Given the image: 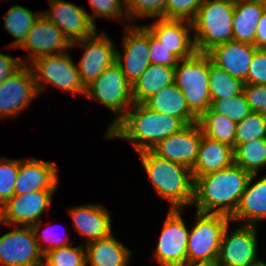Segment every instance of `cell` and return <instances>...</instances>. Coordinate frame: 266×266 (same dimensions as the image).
Listing matches in <instances>:
<instances>
[{
    "label": "cell",
    "mask_w": 266,
    "mask_h": 266,
    "mask_svg": "<svg viewBox=\"0 0 266 266\" xmlns=\"http://www.w3.org/2000/svg\"><path fill=\"white\" fill-rule=\"evenodd\" d=\"M244 93L251 111L266 116V85L244 84Z\"/></svg>",
    "instance_id": "42"
},
{
    "label": "cell",
    "mask_w": 266,
    "mask_h": 266,
    "mask_svg": "<svg viewBox=\"0 0 266 266\" xmlns=\"http://www.w3.org/2000/svg\"><path fill=\"white\" fill-rule=\"evenodd\" d=\"M150 63L176 67L179 59L149 32Z\"/></svg>",
    "instance_id": "40"
},
{
    "label": "cell",
    "mask_w": 266,
    "mask_h": 266,
    "mask_svg": "<svg viewBox=\"0 0 266 266\" xmlns=\"http://www.w3.org/2000/svg\"><path fill=\"white\" fill-rule=\"evenodd\" d=\"M43 258L51 266H86V250L80 246H65L47 251Z\"/></svg>",
    "instance_id": "35"
},
{
    "label": "cell",
    "mask_w": 266,
    "mask_h": 266,
    "mask_svg": "<svg viewBox=\"0 0 266 266\" xmlns=\"http://www.w3.org/2000/svg\"><path fill=\"white\" fill-rule=\"evenodd\" d=\"M231 0H204L192 21L196 51L207 53L214 46L233 40V13Z\"/></svg>",
    "instance_id": "4"
},
{
    "label": "cell",
    "mask_w": 266,
    "mask_h": 266,
    "mask_svg": "<svg viewBox=\"0 0 266 266\" xmlns=\"http://www.w3.org/2000/svg\"><path fill=\"white\" fill-rule=\"evenodd\" d=\"M19 169V160L0 159V205L14 196V186Z\"/></svg>",
    "instance_id": "37"
},
{
    "label": "cell",
    "mask_w": 266,
    "mask_h": 266,
    "mask_svg": "<svg viewBox=\"0 0 266 266\" xmlns=\"http://www.w3.org/2000/svg\"><path fill=\"white\" fill-rule=\"evenodd\" d=\"M204 0H166V19L192 22Z\"/></svg>",
    "instance_id": "38"
},
{
    "label": "cell",
    "mask_w": 266,
    "mask_h": 266,
    "mask_svg": "<svg viewBox=\"0 0 266 266\" xmlns=\"http://www.w3.org/2000/svg\"><path fill=\"white\" fill-rule=\"evenodd\" d=\"M38 95L31 65L24 64L0 84V117L16 116Z\"/></svg>",
    "instance_id": "11"
},
{
    "label": "cell",
    "mask_w": 266,
    "mask_h": 266,
    "mask_svg": "<svg viewBox=\"0 0 266 266\" xmlns=\"http://www.w3.org/2000/svg\"><path fill=\"white\" fill-rule=\"evenodd\" d=\"M255 46L258 49H266V8L264 9L256 27Z\"/></svg>",
    "instance_id": "45"
},
{
    "label": "cell",
    "mask_w": 266,
    "mask_h": 266,
    "mask_svg": "<svg viewBox=\"0 0 266 266\" xmlns=\"http://www.w3.org/2000/svg\"><path fill=\"white\" fill-rule=\"evenodd\" d=\"M174 79V67L151 63L132 85L134 103L143 104L155 93L173 84Z\"/></svg>",
    "instance_id": "28"
},
{
    "label": "cell",
    "mask_w": 266,
    "mask_h": 266,
    "mask_svg": "<svg viewBox=\"0 0 266 266\" xmlns=\"http://www.w3.org/2000/svg\"><path fill=\"white\" fill-rule=\"evenodd\" d=\"M256 226L242 225L229 233L224 229L216 266H254L261 261L257 257Z\"/></svg>",
    "instance_id": "9"
},
{
    "label": "cell",
    "mask_w": 266,
    "mask_h": 266,
    "mask_svg": "<svg viewBox=\"0 0 266 266\" xmlns=\"http://www.w3.org/2000/svg\"><path fill=\"white\" fill-rule=\"evenodd\" d=\"M181 62V66H179ZM210 57L207 53L196 52L181 59L175 67L174 83L185 96L190 111L199 118L211 104L209 90Z\"/></svg>",
    "instance_id": "5"
},
{
    "label": "cell",
    "mask_w": 266,
    "mask_h": 266,
    "mask_svg": "<svg viewBox=\"0 0 266 266\" xmlns=\"http://www.w3.org/2000/svg\"><path fill=\"white\" fill-rule=\"evenodd\" d=\"M197 123L204 136L235 149L237 123L230 118L215 112H205L198 118Z\"/></svg>",
    "instance_id": "29"
},
{
    "label": "cell",
    "mask_w": 266,
    "mask_h": 266,
    "mask_svg": "<svg viewBox=\"0 0 266 266\" xmlns=\"http://www.w3.org/2000/svg\"><path fill=\"white\" fill-rule=\"evenodd\" d=\"M48 2L52 10L41 14L57 25L72 43L86 39L96 32V26L84 8L63 0H48Z\"/></svg>",
    "instance_id": "16"
},
{
    "label": "cell",
    "mask_w": 266,
    "mask_h": 266,
    "mask_svg": "<svg viewBox=\"0 0 266 266\" xmlns=\"http://www.w3.org/2000/svg\"><path fill=\"white\" fill-rule=\"evenodd\" d=\"M92 10L94 11L93 15H89L92 23L94 24V18L97 16L105 18H123V4L125 0H89ZM122 2V3H121ZM122 5V6H121Z\"/></svg>",
    "instance_id": "39"
},
{
    "label": "cell",
    "mask_w": 266,
    "mask_h": 266,
    "mask_svg": "<svg viewBox=\"0 0 266 266\" xmlns=\"http://www.w3.org/2000/svg\"><path fill=\"white\" fill-rule=\"evenodd\" d=\"M202 135L198 123L188 124L179 132L161 140L151 151L158 157L182 164L192 170Z\"/></svg>",
    "instance_id": "15"
},
{
    "label": "cell",
    "mask_w": 266,
    "mask_h": 266,
    "mask_svg": "<svg viewBox=\"0 0 266 266\" xmlns=\"http://www.w3.org/2000/svg\"><path fill=\"white\" fill-rule=\"evenodd\" d=\"M176 266H216V264L186 261Z\"/></svg>",
    "instance_id": "46"
},
{
    "label": "cell",
    "mask_w": 266,
    "mask_h": 266,
    "mask_svg": "<svg viewBox=\"0 0 266 266\" xmlns=\"http://www.w3.org/2000/svg\"><path fill=\"white\" fill-rule=\"evenodd\" d=\"M1 222H4L3 221V208H2V206L0 205V223ZM1 225V224H0Z\"/></svg>",
    "instance_id": "48"
},
{
    "label": "cell",
    "mask_w": 266,
    "mask_h": 266,
    "mask_svg": "<svg viewBox=\"0 0 266 266\" xmlns=\"http://www.w3.org/2000/svg\"><path fill=\"white\" fill-rule=\"evenodd\" d=\"M254 266H266V263H265V262H263V261H261L259 264H257V265H254Z\"/></svg>",
    "instance_id": "49"
},
{
    "label": "cell",
    "mask_w": 266,
    "mask_h": 266,
    "mask_svg": "<svg viewBox=\"0 0 266 266\" xmlns=\"http://www.w3.org/2000/svg\"><path fill=\"white\" fill-rule=\"evenodd\" d=\"M128 18L159 17L166 19V0H125Z\"/></svg>",
    "instance_id": "36"
},
{
    "label": "cell",
    "mask_w": 266,
    "mask_h": 266,
    "mask_svg": "<svg viewBox=\"0 0 266 266\" xmlns=\"http://www.w3.org/2000/svg\"><path fill=\"white\" fill-rule=\"evenodd\" d=\"M124 33V52L116 50V63L128 82L133 85L151 64L149 56V30L145 26H128Z\"/></svg>",
    "instance_id": "13"
},
{
    "label": "cell",
    "mask_w": 266,
    "mask_h": 266,
    "mask_svg": "<svg viewBox=\"0 0 266 266\" xmlns=\"http://www.w3.org/2000/svg\"><path fill=\"white\" fill-rule=\"evenodd\" d=\"M143 104L155 112L179 118L186 125L198 121V118L190 111L184 94L175 83L164 87Z\"/></svg>",
    "instance_id": "26"
},
{
    "label": "cell",
    "mask_w": 266,
    "mask_h": 266,
    "mask_svg": "<svg viewBox=\"0 0 266 266\" xmlns=\"http://www.w3.org/2000/svg\"><path fill=\"white\" fill-rule=\"evenodd\" d=\"M206 112L222 114L235 123L240 122L247 115L252 113L244 91L228 99L211 100L210 107Z\"/></svg>",
    "instance_id": "33"
},
{
    "label": "cell",
    "mask_w": 266,
    "mask_h": 266,
    "mask_svg": "<svg viewBox=\"0 0 266 266\" xmlns=\"http://www.w3.org/2000/svg\"><path fill=\"white\" fill-rule=\"evenodd\" d=\"M184 22L190 25L187 27L183 24ZM145 27L179 60L189 58L197 52L194 40L190 35V30H193L190 21L162 18L154 22L153 25Z\"/></svg>",
    "instance_id": "19"
},
{
    "label": "cell",
    "mask_w": 266,
    "mask_h": 266,
    "mask_svg": "<svg viewBox=\"0 0 266 266\" xmlns=\"http://www.w3.org/2000/svg\"><path fill=\"white\" fill-rule=\"evenodd\" d=\"M86 97L101 101L114 113L119 114L111 122L108 131L126 114L134 104L132 97V85L128 82L121 67L114 63L105 69L103 73L86 87ZM129 108V109H128Z\"/></svg>",
    "instance_id": "7"
},
{
    "label": "cell",
    "mask_w": 266,
    "mask_h": 266,
    "mask_svg": "<svg viewBox=\"0 0 266 266\" xmlns=\"http://www.w3.org/2000/svg\"><path fill=\"white\" fill-rule=\"evenodd\" d=\"M40 225H41L40 222H37V223L33 224L31 227H32V229H33V231H34V233L36 235V237H35L36 243L38 244L39 250L43 253V255L47 251H50L52 249L68 246V244H67L68 241L66 240V238L65 239L57 238L52 233V231L50 232V230H49V233H47L48 229L43 231V233H42L43 235L41 234V235L38 236V232H39L38 230L40 228ZM40 240H43V242L44 241L48 242L49 246L47 248L41 247L42 245L41 244L39 245V241Z\"/></svg>",
    "instance_id": "43"
},
{
    "label": "cell",
    "mask_w": 266,
    "mask_h": 266,
    "mask_svg": "<svg viewBox=\"0 0 266 266\" xmlns=\"http://www.w3.org/2000/svg\"><path fill=\"white\" fill-rule=\"evenodd\" d=\"M256 49L254 45L232 40L214 46L207 54L215 65L245 83Z\"/></svg>",
    "instance_id": "21"
},
{
    "label": "cell",
    "mask_w": 266,
    "mask_h": 266,
    "mask_svg": "<svg viewBox=\"0 0 266 266\" xmlns=\"http://www.w3.org/2000/svg\"><path fill=\"white\" fill-rule=\"evenodd\" d=\"M233 163L232 147L202 135L197 159L191 170L193 180L195 181L202 175L228 168Z\"/></svg>",
    "instance_id": "24"
},
{
    "label": "cell",
    "mask_w": 266,
    "mask_h": 266,
    "mask_svg": "<svg viewBox=\"0 0 266 266\" xmlns=\"http://www.w3.org/2000/svg\"><path fill=\"white\" fill-rule=\"evenodd\" d=\"M31 226L14 229L0 237V262L4 266H36L43 257Z\"/></svg>",
    "instance_id": "14"
},
{
    "label": "cell",
    "mask_w": 266,
    "mask_h": 266,
    "mask_svg": "<svg viewBox=\"0 0 266 266\" xmlns=\"http://www.w3.org/2000/svg\"><path fill=\"white\" fill-rule=\"evenodd\" d=\"M75 231L88 242L111 235L110 212L101 205L78 206L69 210Z\"/></svg>",
    "instance_id": "22"
},
{
    "label": "cell",
    "mask_w": 266,
    "mask_h": 266,
    "mask_svg": "<svg viewBox=\"0 0 266 266\" xmlns=\"http://www.w3.org/2000/svg\"><path fill=\"white\" fill-rule=\"evenodd\" d=\"M32 63L31 70L39 94L43 90V82H48L65 91L85 96L86 88L80 79L78 68L67 54L41 56L35 58Z\"/></svg>",
    "instance_id": "8"
},
{
    "label": "cell",
    "mask_w": 266,
    "mask_h": 266,
    "mask_svg": "<svg viewBox=\"0 0 266 266\" xmlns=\"http://www.w3.org/2000/svg\"><path fill=\"white\" fill-rule=\"evenodd\" d=\"M266 8V0L236 1L233 13V41L255 46L258 21Z\"/></svg>",
    "instance_id": "25"
},
{
    "label": "cell",
    "mask_w": 266,
    "mask_h": 266,
    "mask_svg": "<svg viewBox=\"0 0 266 266\" xmlns=\"http://www.w3.org/2000/svg\"><path fill=\"white\" fill-rule=\"evenodd\" d=\"M41 14L32 13L29 9L20 5L12 6L4 19L6 30L16 39L13 47L19 48L25 41L27 34Z\"/></svg>",
    "instance_id": "32"
},
{
    "label": "cell",
    "mask_w": 266,
    "mask_h": 266,
    "mask_svg": "<svg viewBox=\"0 0 266 266\" xmlns=\"http://www.w3.org/2000/svg\"><path fill=\"white\" fill-rule=\"evenodd\" d=\"M196 224L189 232L187 261L216 264L224 229L231 221L221 214L196 213Z\"/></svg>",
    "instance_id": "6"
},
{
    "label": "cell",
    "mask_w": 266,
    "mask_h": 266,
    "mask_svg": "<svg viewBox=\"0 0 266 266\" xmlns=\"http://www.w3.org/2000/svg\"><path fill=\"white\" fill-rule=\"evenodd\" d=\"M244 82L231 76L224 69L215 65L210 58L209 90L211 100L228 99L244 91Z\"/></svg>",
    "instance_id": "31"
},
{
    "label": "cell",
    "mask_w": 266,
    "mask_h": 266,
    "mask_svg": "<svg viewBox=\"0 0 266 266\" xmlns=\"http://www.w3.org/2000/svg\"><path fill=\"white\" fill-rule=\"evenodd\" d=\"M256 174H251L231 221H244V225H256L266 219V176L250 186Z\"/></svg>",
    "instance_id": "23"
},
{
    "label": "cell",
    "mask_w": 266,
    "mask_h": 266,
    "mask_svg": "<svg viewBox=\"0 0 266 266\" xmlns=\"http://www.w3.org/2000/svg\"><path fill=\"white\" fill-rule=\"evenodd\" d=\"M233 151L234 164L250 174H257L266 164V138L239 144Z\"/></svg>",
    "instance_id": "30"
},
{
    "label": "cell",
    "mask_w": 266,
    "mask_h": 266,
    "mask_svg": "<svg viewBox=\"0 0 266 266\" xmlns=\"http://www.w3.org/2000/svg\"><path fill=\"white\" fill-rule=\"evenodd\" d=\"M250 175L233 163L228 168L198 177L194 181L193 200L197 212L231 217Z\"/></svg>",
    "instance_id": "1"
},
{
    "label": "cell",
    "mask_w": 266,
    "mask_h": 266,
    "mask_svg": "<svg viewBox=\"0 0 266 266\" xmlns=\"http://www.w3.org/2000/svg\"><path fill=\"white\" fill-rule=\"evenodd\" d=\"M36 266H51L49 263H44L43 260H41Z\"/></svg>",
    "instance_id": "47"
},
{
    "label": "cell",
    "mask_w": 266,
    "mask_h": 266,
    "mask_svg": "<svg viewBox=\"0 0 266 266\" xmlns=\"http://www.w3.org/2000/svg\"><path fill=\"white\" fill-rule=\"evenodd\" d=\"M87 243L86 263L90 266H127L131 251L112 234Z\"/></svg>",
    "instance_id": "27"
},
{
    "label": "cell",
    "mask_w": 266,
    "mask_h": 266,
    "mask_svg": "<svg viewBox=\"0 0 266 266\" xmlns=\"http://www.w3.org/2000/svg\"><path fill=\"white\" fill-rule=\"evenodd\" d=\"M75 45L83 47L85 45L86 47L77 67L85 88L98 78L105 69L116 63V48L104 33L98 36L96 31L86 39L73 42L72 47Z\"/></svg>",
    "instance_id": "12"
},
{
    "label": "cell",
    "mask_w": 266,
    "mask_h": 266,
    "mask_svg": "<svg viewBox=\"0 0 266 266\" xmlns=\"http://www.w3.org/2000/svg\"><path fill=\"white\" fill-rule=\"evenodd\" d=\"M131 107L105 136L131 140L138 153L152 150L161 140L186 126L181 119L155 112L144 104L134 103Z\"/></svg>",
    "instance_id": "2"
},
{
    "label": "cell",
    "mask_w": 266,
    "mask_h": 266,
    "mask_svg": "<svg viewBox=\"0 0 266 266\" xmlns=\"http://www.w3.org/2000/svg\"><path fill=\"white\" fill-rule=\"evenodd\" d=\"M24 64L21 58H14L13 56L0 53V84L15 72H17Z\"/></svg>",
    "instance_id": "44"
},
{
    "label": "cell",
    "mask_w": 266,
    "mask_h": 266,
    "mask_svg": "<svg viewBox=\"0 0 266 266\" xmlns=\"http://www.w3.org/2000/svg\"><path fill=\"white\" fill-rule=\"evenodd\" d=\"M72 47L71 40L54 23L42 14L38 17L20 48L27 49L28 58H35L64 53L63 50ZM55 51V52H54ZM54 52V53H53Z\"/></svg>",
    "instance_id": "17"
},
{
    "label": "cell",
    "mask_w": 266,
    "mask_h": 266,
    "mask_svg": "<svg viewBox=\"0 0 266 266\" xmlns=\"http://www.w3.org/2000/svg\"><path fill=\"white\" fill-rule=\"evenodd\" d=\"M181 209H170L156 247V260L162 266H176L187 261L189 231L180 215Z\"/></svg>",
    "instance_id": "10"
},
{
    "label": "cell",
    "mask_w": 266,
    "mask_h": 266,
    "mask_svg": "<svg viewBox=\"0 0 266 266\" xmlns=\"http://www.w3.org/2000/svg\"><path fill=\"white\" fill-rule=\"evenodd\" d=\"M57 170L52 162L35 158L29 159L27 162L19 160L14 195H23L34 191H56Z\"/></svg>",
    "instance_id": "20"
},
{
    "label": "cell",
    "mask_w": 266,
    "mask_h": 266,
    "mask_svg": "<svg viewBox=\"0 0 266 266\" xmlns=\"http://www.w3.org/2000/svg\"><path fill=\"white\" fill-rule=\"evenodd\" d=\"M157 194L171 203L170 209L190 206L194 200L191 169L158 157L151 150L138 153Z\"/></svg>",
    "instance_id": "3"
},
{
    "label": "cell",
    "mask_w": 266,
    "mask_h": 266,
    "mask_svg": "<svg viewBox=\"0 0 266 266\" xmlns=\"http://www.w3.org/2000/svg\"><path fill=\"white\" fill-rule=\"evenodd\" d=\"M266 138V116L252 112L237 123L235 148L242 143L255 139Z\"/></svg>",
    "instance_id": "34"
},
{
    "label": "cell",
    "mask_w": 266,
    "mask_h": 266,
    "mask_svg": "<svg viewBox=\"0 0 266 266\" xmlns=\"http://www.w3.org/2000/svg\"><path fill=\"white\" fill-rule=\"evenodd\" d=\"M245 84L266 85V49H256Z\"/></svg>",
    "instance_id": "41"
},
{
    "label": "cell",
    "mask_w": 266,
    "mask_h": 266,
    "mask_svg": "<svg viewBox=\"0 0 266 266\" xmlns=\"http://www.w3.org/2000/svg\"><path fill=\"white\" fill-rule=\"evenodd\" d=\"M55 191H34L14 195L3 206V221L6 223L32 226L40 222V216L52 203Z\"/></svg>",
    "instance_id": "18"
}]
</instances>
